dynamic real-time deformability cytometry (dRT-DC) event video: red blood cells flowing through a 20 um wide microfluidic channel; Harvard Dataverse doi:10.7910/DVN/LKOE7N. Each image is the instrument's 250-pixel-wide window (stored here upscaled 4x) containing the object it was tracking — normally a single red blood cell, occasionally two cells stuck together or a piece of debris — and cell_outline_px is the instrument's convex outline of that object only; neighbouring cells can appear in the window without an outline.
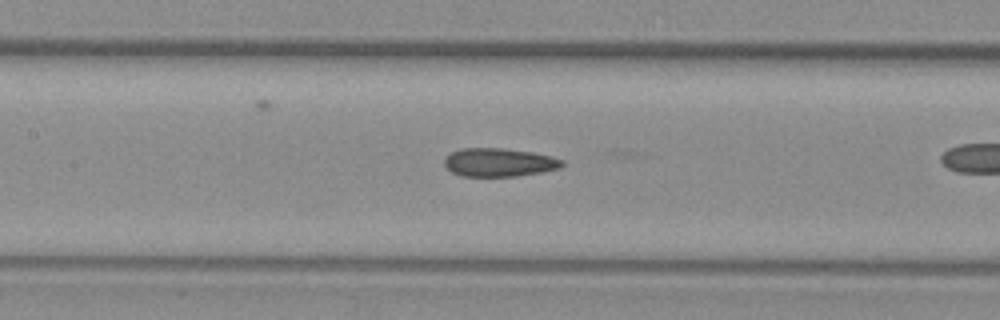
{"species": "common noctule bat (a hibernating species)", "species_latin": "Nyctalus noctula", "temperature_condition": "warm", "stored_images_in_passage": 36, "camera_frame_rate_fps": 3000, "um_per_image_px": 0.085, "animal": {"sex": "female", "body_mass_g": 29.2, "forearm_length_mm": 56.3}, "frame": {"image": 1, "passage_image": 19, "time_ms": 6.0, "image_size_px": [1000, 320], "cell_outline_px": [[564, 164], [560, 168], [544, 172], [516, 176], [460, 176], [452, 172], [444, 164], [444, 160], [452, 152], [460, 148], [504, 148], [532, 152], [552, 156], [564, 160]], "centroid_in_image_um": [42.46, 13.8], "position_along_channel_um": 164.9, "area_um2": 19.59}}
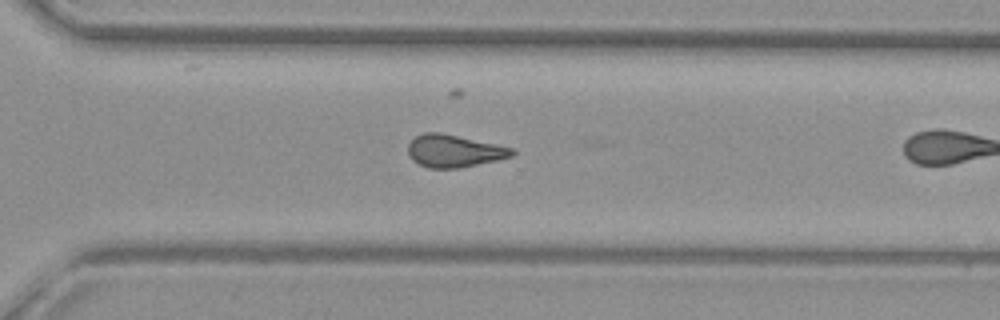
{"frame": {"image": 2, "passage_image": 32, "time_ms": 10.333, "image_size_px": [1000, 320], "cell_outline_px": [[516, 152], [512, 156], [496, 160], [460, 168], [428, 168], [412, 160], [408, 156], [408, 144], [416, 136], [424, 132], [440, 132], [512, 148]], "centroid_in_image_um": [38.55, 12.83], "position_along_channel_um": 332.0, "area_um2": 19.48}}